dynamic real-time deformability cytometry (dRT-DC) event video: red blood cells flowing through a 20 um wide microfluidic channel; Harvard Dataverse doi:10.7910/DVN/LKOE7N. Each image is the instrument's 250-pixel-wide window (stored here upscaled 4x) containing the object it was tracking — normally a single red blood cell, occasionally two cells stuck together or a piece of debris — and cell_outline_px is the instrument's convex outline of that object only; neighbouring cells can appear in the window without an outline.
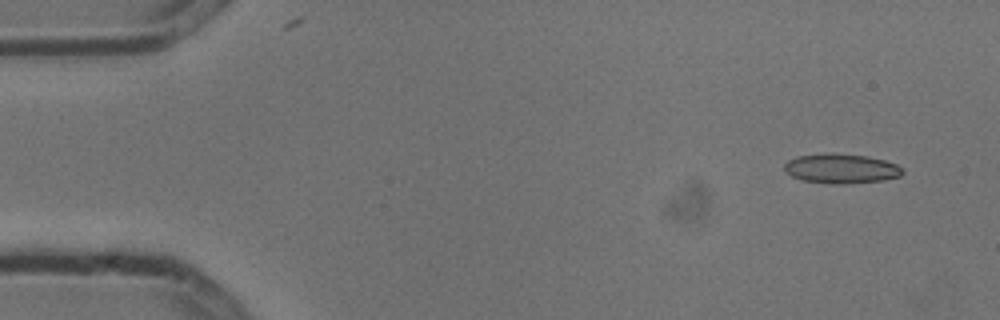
{"species": "common noctule bat (a hibernating species)", "species_latin": "Nyctalus noctula", "temperature_condition": "cold", "stored_images_in_passage": 6, "camera_frame_rate_fps": 3000, "um_per_image_px": 0.085, "animal": {"sex": "male", "body_mass_g": 13.3}, "frame": {"image": 1, "passage_image": 1, "time_ms": 0.0, "image_size_px": [1000, 320], "cell_outline_px": [[904, 172], [900, 176], [884, 180], [844, 184], [832, 184], [804, 180], [792, 176], [784, 168], [784, 164], [788, 160], [796, 156], [868, 156], [884, 160], [896, 164]], "centroid_in_image_um": [71.54, 14.38], "position_along_channel_um": 13.5, "area_um2": 19.36}}
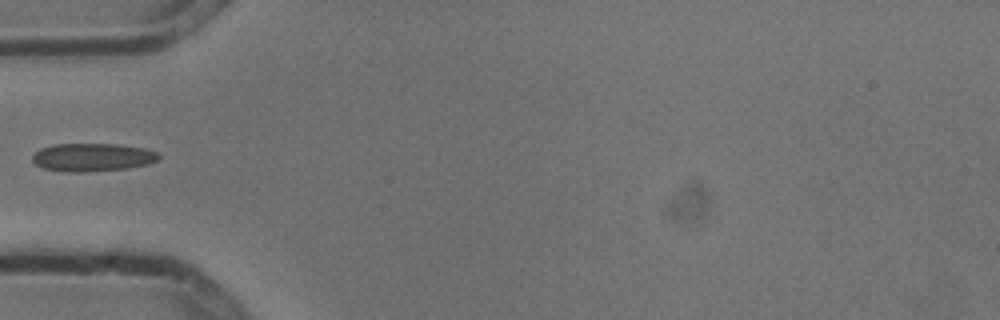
{"frame": {"image": 2, "passage_image": 5, "time_ms": 1.333, "image_size_px": [1000, 320], "cell_outline_px": [[160, 156], [156, 160], [148, 164], [124, 168], [80, 172], [64, 172], [44, 168], [36, 164], [32, 160], [32, 156], [40, 148], [52, 144], [120, 144], [144, 148], [156, 152]], "centroid_in_image_um": [7.82, 13.36], "position_along_channel_um": 77.2, "area_um2": 20.52}}
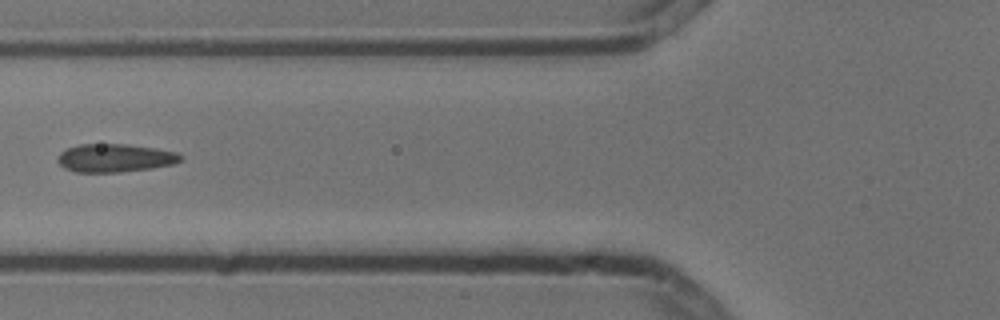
{"frame": {"image": 3, "passage_image": 6, "time_ms": 1.667, "image_size_px": [1000, 320], "cell_outline_px": [[184, 156], [180, 160], [172, 164], [152, 168], [120, 172], [76, 172], [64, 168], [56, 160], [60, 152], [68, 148], [80, 144], [124, 144], [152, 148], [176, 152]], "centroid_in_image_um": [9.74, 13.43], "position_along_channel_um": 116.1, "area_um2": 20.06}}